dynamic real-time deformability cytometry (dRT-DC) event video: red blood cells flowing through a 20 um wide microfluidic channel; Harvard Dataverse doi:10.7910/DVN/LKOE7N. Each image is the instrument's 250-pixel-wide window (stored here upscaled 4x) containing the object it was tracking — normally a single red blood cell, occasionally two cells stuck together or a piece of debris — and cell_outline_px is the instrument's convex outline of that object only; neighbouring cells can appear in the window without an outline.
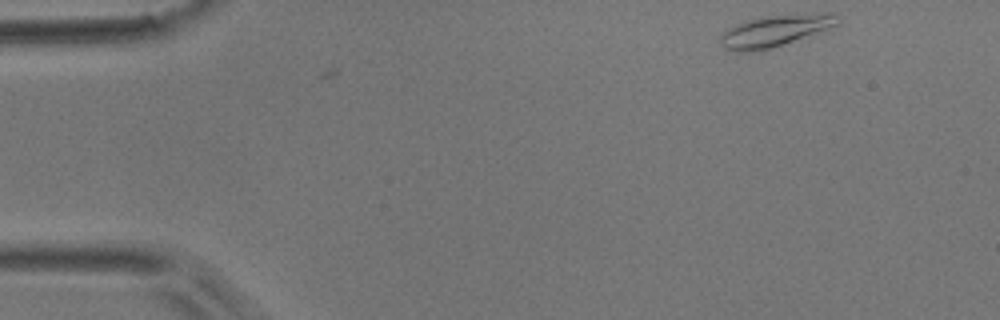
{"species": "common noctule bat (a hibernating species)", "species_latin": "Nyctalus noctula", "temperature_condition": "room temperature", "stored_images_in_passage": 3, "camera_frame_rate_fps": 3000, "um_per_image_px": 0.085, "animal": {"sex": "male", "body_mass_g": 17.9}, "frame": {"image": 1, "passage_image": 1, "time_ms": 0.0, "image_size_px": [1000, 320], "cell_outline_px": [[840, 24], [784, 44], [772, 48], [752, 52], [732, 52], [724, 48], [720, 44], [720, 36], [728, 28], [736, 24], [748, 20], [768, 16], [828, 12], [832, 12], [840, 20]], "centroid_in_image_um": [65.86, 2.63], "position_along_channel_um": 19.1, "area_um2": 21.5}}